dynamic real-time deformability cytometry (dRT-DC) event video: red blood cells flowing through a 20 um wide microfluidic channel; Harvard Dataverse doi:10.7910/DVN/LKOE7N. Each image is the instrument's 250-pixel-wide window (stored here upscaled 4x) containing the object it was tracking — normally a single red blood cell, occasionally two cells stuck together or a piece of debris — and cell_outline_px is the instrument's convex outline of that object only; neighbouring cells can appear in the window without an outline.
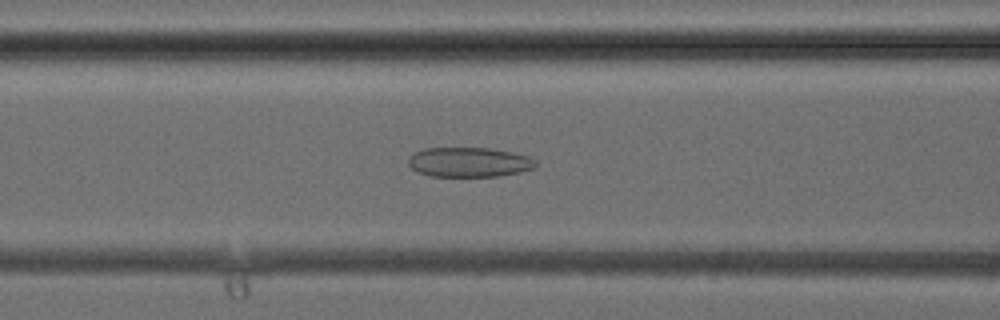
{"species": "common noctule bat (a hibernating species)", "species_latin": "Nyctalus noctula", "temperature_condition": "cold", "stored_images_in_passage": 31, "camera_frame_rate_fps": 3000, "um_per_image_px": 0.085, "animal": {"sex": "female", "body_mass_g": 24.6, "forearm_length_mm": 56.2}, "frame": {"image": 1, "passage_image": 8, "time_ms": 2.333, "image_size_px": [1000, 320], "cell_outline_px": [[536, 168], [520, 172], [496, 176], [432, 176], [416, 172], [408, 164], [408, 156], [412, 152], [424, 148], [488, 148], [512, 152], [528, 156], [536, 160]], "centroid_in_image_um": [39.84, 13.78], "position_along_channel_um": 126.8, "area_um2": 22.2}}
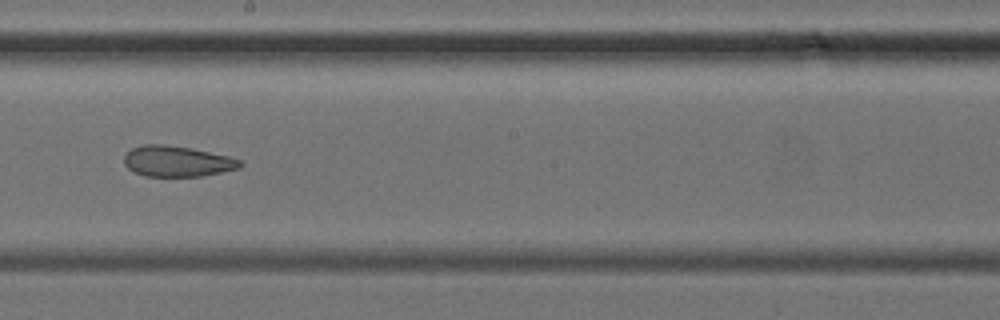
{"frame": {"image": 2, "passage_image": 14, "time_ms": 4.333, "image_size_px": [1000, 320], "cell_outline_px": [[244, 164], [240, 168], [200, 176], [144, 176], [132, 172], [124, 164], [124, 156], [132, 148], [144, 144], [164, 144], [192, 148], [228, 156], [240, 160]], "centroid_in_image_um": [15.03, 13.71], "position_along_channel_um": 233.2, "area_um2": 20.81}}
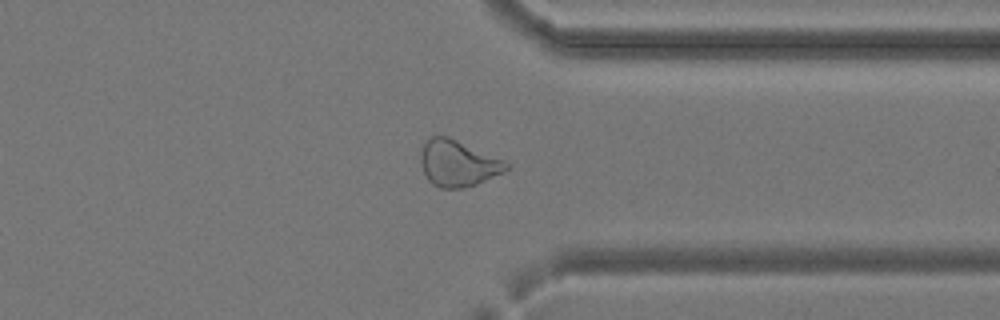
{"frame": {"image": 3, "passage_image": 22, "time_ms": 7.0, "image_size_px": [1000, 320], "cell_outline_px": [[512, 168], [504, 172], [476, 184], [464, 188], [440, 188], [432, 184], [428, 180], [424, 172], [420, 160], [420, 156], [424, 144], [432, 136], [448, 136], [504, 160]], "centroid_in_image_um": [38.93, 13.89], "position_along_channel_um": 372.5, "area_um2": 22.95}}